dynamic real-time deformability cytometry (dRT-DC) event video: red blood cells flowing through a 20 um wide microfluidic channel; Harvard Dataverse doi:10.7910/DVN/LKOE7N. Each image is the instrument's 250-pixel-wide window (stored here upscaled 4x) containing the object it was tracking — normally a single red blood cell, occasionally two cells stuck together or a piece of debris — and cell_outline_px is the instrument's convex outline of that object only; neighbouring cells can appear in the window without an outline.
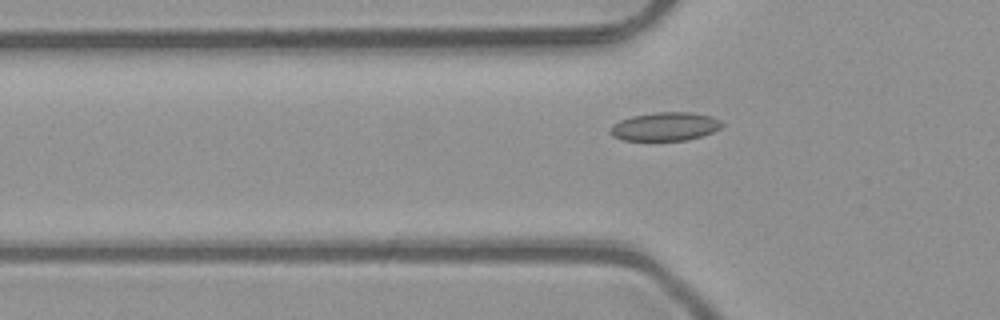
{"species": "common noctule bat (a hibernating species)", "species_latin": "Nyctalus noctula", "temperature_condition": "room temperature", "stored_images_in_passage": 46, "camera_frame_rate_fps": 3000, "um_per_image_px": 0.085, "animal": {"sex": "male", "body_mass_g": 23.1, "forearm_length_mm": 52.7}, "frame": {"image": 1, "passage_image": 18, "time_ms": 5.667, "image_size_px": [1000, 320], "cell_outline_px": [[724, 124], [720, 128], [712, 132], [688, 140], [624, 140], [612, 136], [608, 132], [612, 124], [620, 120], [632, 116], [656, 112], [692, 112], [712, 116], [720, 120]], "centroid_in_image_um": [56.52, 10.75], "position_along_channel_um": 69.3, "area_um2": 18.61}}
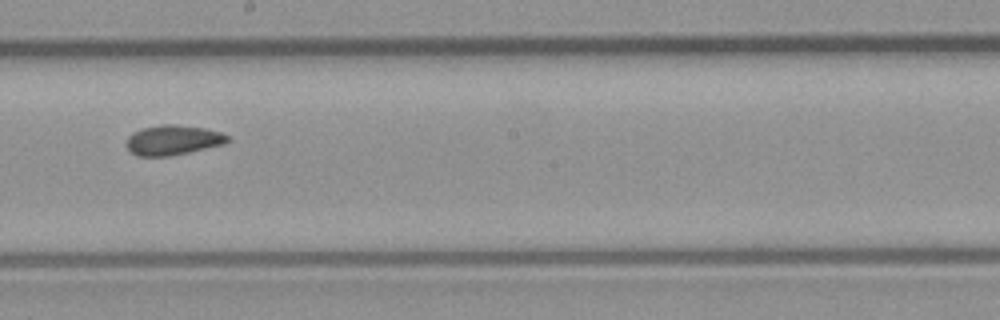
{"frame": {"image": 2, "passage_image": 30, "time_ms": 9.667, "image_size_px": [1000, 320], "cell_outline_px": [[232, 140], [224, 144], [188, 152], [168, 156], [140, 156], [132, 152], [128, 148], [128, 136], [132, 132], [140, 128], [160, 124], [176, 124], [204, 128], [220, 132], [228, 136]], "centroid_in_image_um": [14.72, 11.89], "position_along_channel_um": 233.5, "area_um2": 17.57}}
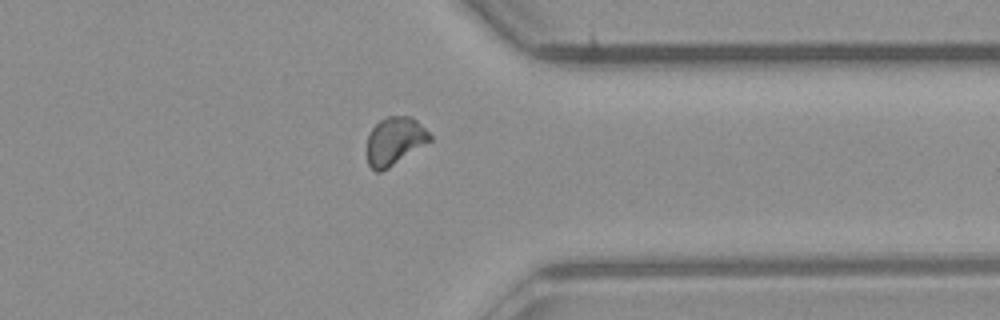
{"frame": {"image": 3, "passage_image": 41, "time_ms": 13.333, "image_size_px": [1000, 320], "cell_outline_px": [[432, 140], [388, 168], [380, 172], [376, 172], [368, 164], [368, 136], [372, 128], [380, 120], [388, 116], [412, 116], [432, 136]], "centroid_in_image_um": [33.56, 11.98], "position_along_channel_um": 377.8, "area_um2": 17.34}, "authors_computed_cell_mechanics": {"area_um2": 17.8602, "velocity_mm_per_s": 4.0777, "shape_relaxation_time_tau1_ms": null, "shape_relaxation_time_tau2_ms": 1.4493, "deformation_change_tau1": null, "deformation_change_tau2": 0.0386}}